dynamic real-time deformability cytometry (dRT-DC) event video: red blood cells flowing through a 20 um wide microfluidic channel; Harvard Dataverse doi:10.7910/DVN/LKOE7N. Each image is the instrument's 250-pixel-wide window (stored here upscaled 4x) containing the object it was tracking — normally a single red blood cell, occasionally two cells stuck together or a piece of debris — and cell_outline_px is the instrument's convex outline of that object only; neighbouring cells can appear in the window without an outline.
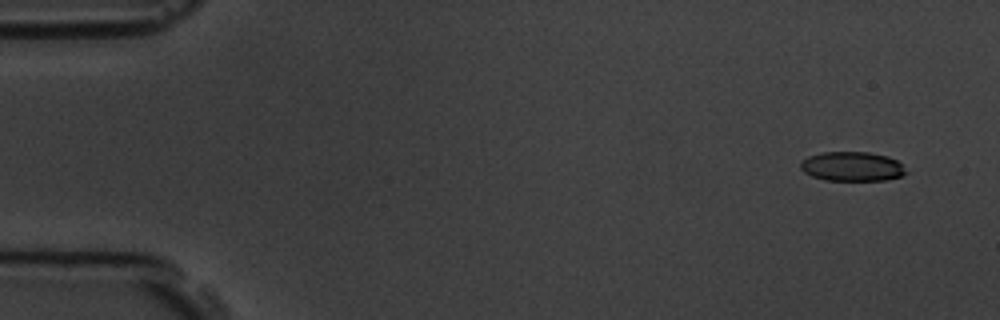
{"species": "common noctule bat (a hibernating species)", "species_latin": "Nyctalus noctula", "temperature_condition": "room temperature", "stored_images_in_passage": 8, "camera_frame_rate_fps": 3000, "um_per_image_px": 0.085, "animal": {"sex": "male", "body_mass_g": 19.5, "forearm_length_mm": 54.6}, "frame": {"image": 1, "passage_image": 1, "time_ms": 0.0, "image_size_px": [1000, 320], "cell_outline_px": [[908, 172], [900, 176], [884, 180], [824, 180], [812, 176], [804, 172], [800, 168], [800, 164], [808, 156], [824, 152], [868, 152], [888, 156], [896, 160]], "centroid_in_image_um": [72.42, 14.15], "position_along_channel_um": 12.6, "area_um2": 17.92}}
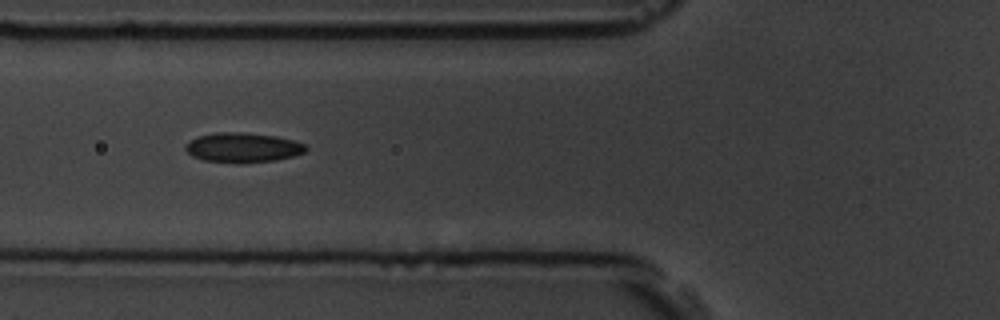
{"frame": {"image": 2, "passage_image": 6, "time_ms": 5.667, "image_size_px": [1000, 320], "cell_outline_px": [[308, 148], [304, 152], [292, 156], [276, 160], [204, 160], [192, 156], [184, 148], [184, 144], [200, 136], [216, 132], [244, 132], [276, 136], [308, 144]], "centroid_in_image_um": [20.67, 12.49], "position_along_channel_um": 105.1, "area_um2": 19.94}}
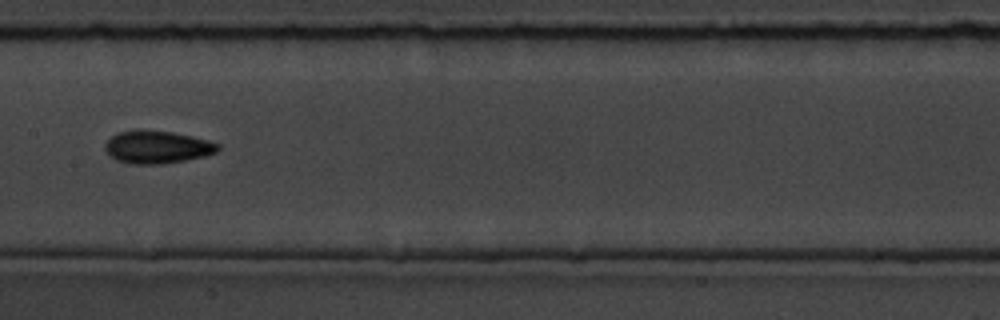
{"frame": {"image": 3, "passage_image": 8, "time_ms": 8.0, "image_size_px": [1000, 320], "cell_outline_px": [[220, 148], [216, 152], [204, 156], [184, 160], [160, 164], [132, 164], [116, 160], [104, 148], [104, 144], [112, 136], [120, 132], [140, 128], [172, 132], [192, 136], [208, 140], [220, 144]], "centroid_in_image_um": [13.36, 12.48], "position_along_channel_um": 194.0, "area_um2": 21.56}}